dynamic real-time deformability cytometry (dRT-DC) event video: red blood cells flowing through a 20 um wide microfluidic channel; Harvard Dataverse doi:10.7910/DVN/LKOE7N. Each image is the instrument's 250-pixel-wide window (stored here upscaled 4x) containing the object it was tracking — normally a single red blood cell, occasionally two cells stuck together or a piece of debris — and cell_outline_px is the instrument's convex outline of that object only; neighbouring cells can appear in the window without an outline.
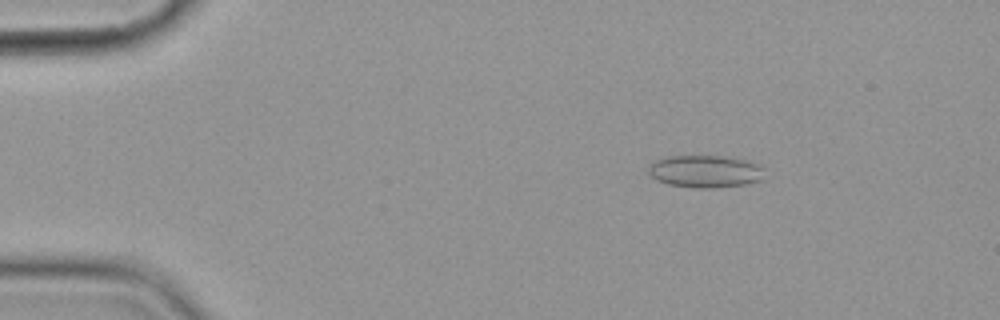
{"species": "common noctule bat (a hibernating species)", "species_latin": "Nyctalus noctula", "temperature_condition": "cold", "stored_images_in_passage": 5, "camera_frame_rate_fps": 3000, "um_per_image_px": 0.085, "animal": {"sex": "female", "body_mass_g": 19.9}, "frame": {"image": 1, "passage_image": 3, "time_ms": 2.333, "image_size_px": [1000, 320], "cell_outline_px": [[764, 180], [748, 184], [716, 188], [696, 188], [668, 184], [652, 176], [648, 172], [648, 164], [656, 160], [668, 156], [724, 156], [748, 160], [764, 164]], "centroid_in_image_um": [60.04, 14.56], "position_along_channel_um": 25.0, "area_um2": 22.37}}